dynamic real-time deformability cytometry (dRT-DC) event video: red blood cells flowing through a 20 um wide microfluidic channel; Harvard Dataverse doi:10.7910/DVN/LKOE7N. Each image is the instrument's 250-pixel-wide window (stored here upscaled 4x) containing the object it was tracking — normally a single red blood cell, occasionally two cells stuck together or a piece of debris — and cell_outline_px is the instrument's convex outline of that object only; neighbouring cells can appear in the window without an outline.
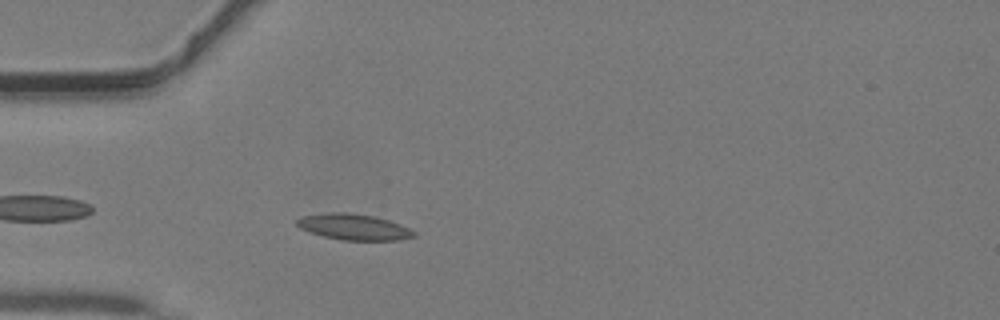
{"species": "common noctule bat (a hibernating species)", "species_latin": "Nyctalus noctula", "temperature_condition": "warm", "stored_images_in_passage": 34, "camera_frame_rate_fps": 3000, "um_per_image_px": 0.085, "animal": {"sex": "male", "body_mass_g": 19.2, "forearm_length_mm": 51.8}, "frame": {"image": 1, "passage_image": 3, "time_ms": 0.667, "image_size_px": [1000, 320], "cell_outline_px": [[416, 236], [400, 240], [340, 240], [308, 232], [300, 228], [296, 224], [296, 220], [300, 216], [332, 212], [348, 212], [372, 216], [388, 220], [400, 224], [416, 232]], "centroid_in_image_um": [30.05, 19.29], "position_along_channel_um": 55.0, "area_um2": 17.74}}
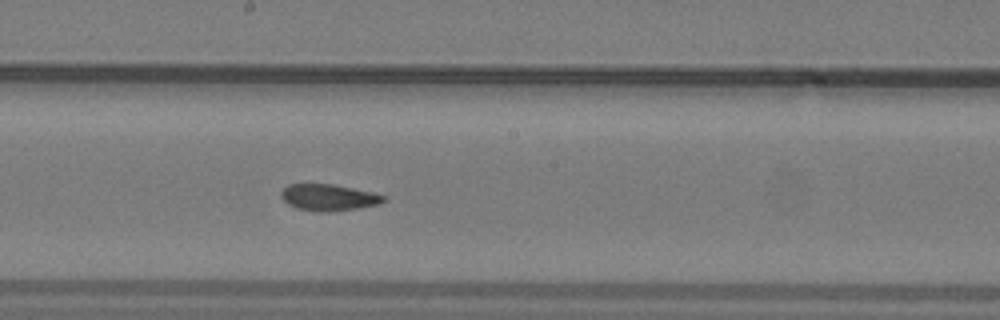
{"frame": {"image": 2, "passage_image": 14, "time_ms": 4.333, "image_size_px": [1000, 320], "cell_outline_px": [[388, 200], [380, 204], [356, 208], [328, 212], [320, 212], [296, 208], [288, 204], [280, 196], [280, 192], [288, 184], [332, 184], [372, 192], [388, 196]], "centroid_in_image_um": [27.96, 16.78], "position_along_channel_um": 220.2, "area_um2": 15.9}}
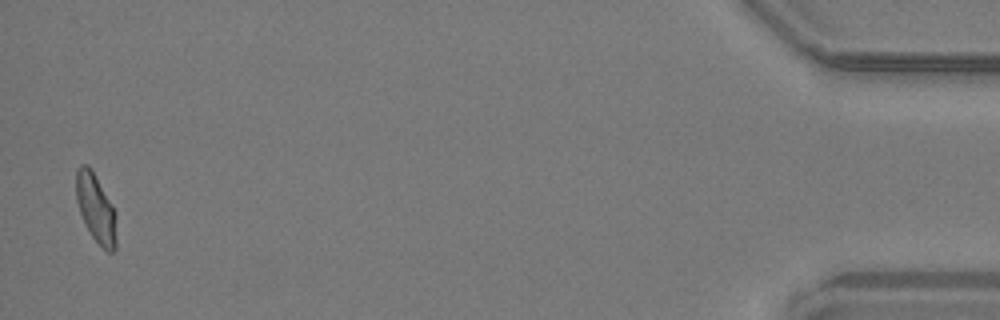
{"frame": {"image": 3, "passage_image": 33, "time_ms": 10.667, "image_size_px": [1000, 320], "cell_outline_px": [[116, 248], [112, 252], [108, 252], [92, 236], [80, 212], [76, 200], [76, 168], [80, 164], [88, 164], [92, 168], [112, 204], [116, 212]], "centroid_in_image_um": [8.15, 17.64], "position_along_channel_um": 427.0, "area_um2": 16.13}}